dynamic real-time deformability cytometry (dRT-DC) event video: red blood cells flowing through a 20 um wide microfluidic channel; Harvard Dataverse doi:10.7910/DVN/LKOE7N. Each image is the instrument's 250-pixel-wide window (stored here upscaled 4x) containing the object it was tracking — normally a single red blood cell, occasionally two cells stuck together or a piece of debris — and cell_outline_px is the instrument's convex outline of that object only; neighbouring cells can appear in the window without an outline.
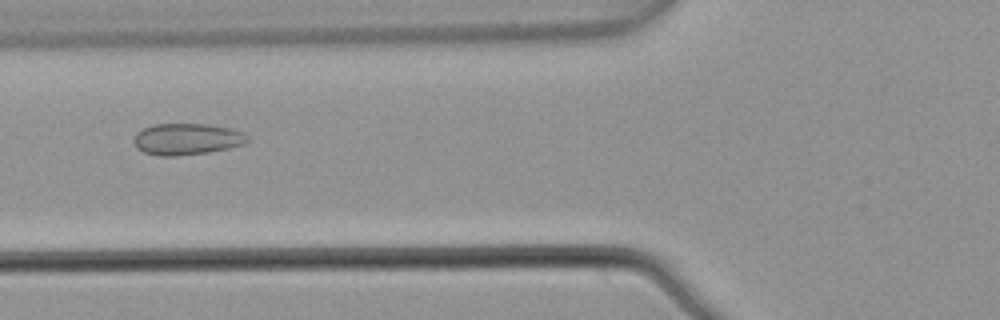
{"species": "common noctule bat (a hibernating species)", "species_latin": "Nyctalus noctula", "temperature_condition": "warm", "stored_images_in_passage": 4, "camera_frame_rate_fps": 3000, "um_per_image_px": 0.085, "animal": {"sex": "male", "body_mass_g": 21.5, "forearm_length_mm": 52.0}, "frame": {"image": 1, "passage_image": 2, "time_ms": 0.333, "image_size_px": [1000, 320], "cell_outline_px": [[252, 140], [244, 144], [228, 148], [208, 152], [172, 156], [160, 156], [144, 152], [136, 148], [136, 132], [144, 128], [156, 124], [208, 124], [232, 128], [244, 132]], "centroid_in_image_um": [15.95, 11.81], "position_along_channel_um": 109.8, "area_um2": 20.81}}
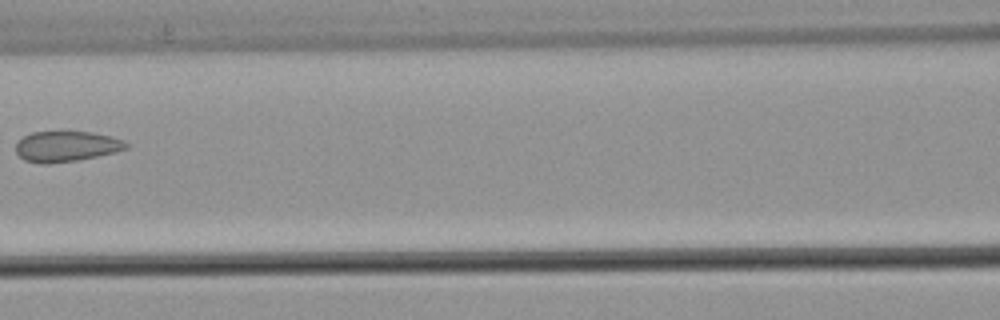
{"frame": {"image": 2, "passage_image": 3, "time_ms": 0.667, "image_size_px": [1000, 320], "cell_outline_px": [[128, 148], [116, 152], [76, 160], [48, 164], [44, 164], [24, 160], [16, 152], [16, 144], [24, 136], [32, 132], [92, 132], [112, 136], [124, 140], [128, 144]], "centroid_in_image_um": [5.66, 12.44], "position_along_channel_um": 160.9, "area_um2": 19.54}}